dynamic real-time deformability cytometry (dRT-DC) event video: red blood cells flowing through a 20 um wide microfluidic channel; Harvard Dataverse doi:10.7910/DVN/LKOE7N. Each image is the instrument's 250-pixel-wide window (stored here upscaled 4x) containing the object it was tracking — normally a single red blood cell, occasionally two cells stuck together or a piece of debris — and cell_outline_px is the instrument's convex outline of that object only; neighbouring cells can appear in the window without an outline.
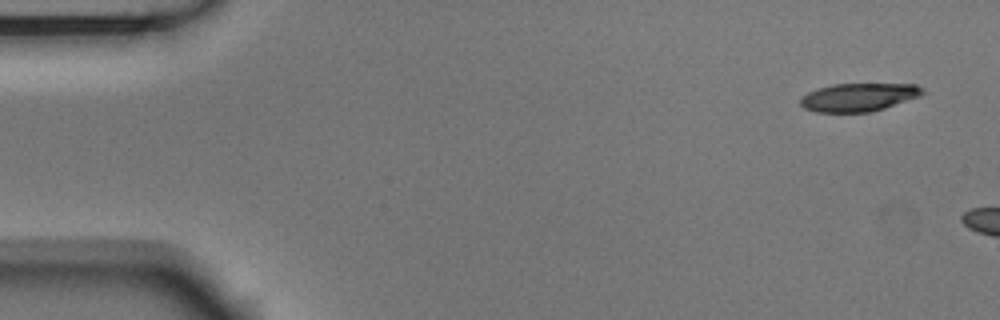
{"species": "Egyptian fruit bat (a non-hibernating species)", "species_latin": "Rousettus aegyptiacus", "temperature_condition": "room temperature", "stored_images_in_passage": 6, "camera_frame_rate_fps": 3000, "um_per_image_px": 0.085, "animal": {"sex": "male"}, "frame": {"image": 1, "passage_image": 1, "time_ms": 0.0, "image_size_px": [1000, 320], "cell_outline_px": [[924, 92], [920, 96], [884, 108], [868, 112], [816, 112], [804, 108], [800, 104], [800, 96], [816, 88], [832, 84], [916, 84], [924, 88]], "centroid_in_image_um": [72.95, 8.25], "position_along_channel_um": 12.0, "area_um2": 20.11}}